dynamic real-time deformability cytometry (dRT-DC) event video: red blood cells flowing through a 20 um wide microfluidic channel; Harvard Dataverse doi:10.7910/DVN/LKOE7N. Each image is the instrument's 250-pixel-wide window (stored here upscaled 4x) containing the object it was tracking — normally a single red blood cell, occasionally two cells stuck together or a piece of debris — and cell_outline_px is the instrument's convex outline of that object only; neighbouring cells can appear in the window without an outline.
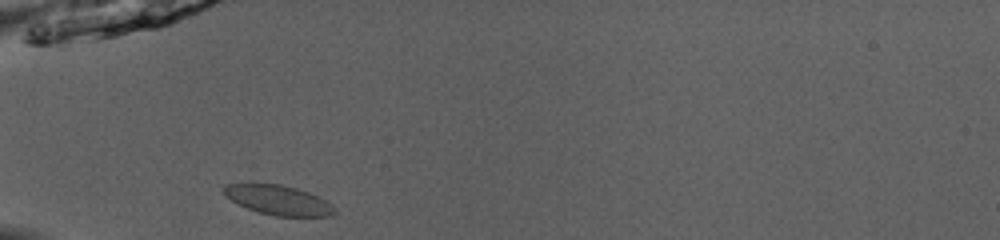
{"species": "common noctule bat (a hibernating species)", "species_latin": "Nyctalus noctula", "temperature_condition": "room temperature", "stored_images_in_passage": 34, "camera_frame_rate_fps": 3000, "um_per_image_px": 0.085, "animal": {"sex": "male", "body_mass_g": 13.0, "forearm_length_mm": 53.1}, "frame": {"image": 1, "passage_image": 1, "time_ms": 0.0, "image_size_px": [1000, 240], "cell_outline_px": [[336, 212], [332, 216], [276, 216], [260, 212], [248, 208], [224, 196], [224, 184], [280, 184], [296, 188], [308, 192], [332, 204]], "centroid_in_image_um": [23.67, 17.01], "position_along_channel_um": 61.3, "area_um2": 18.79}}
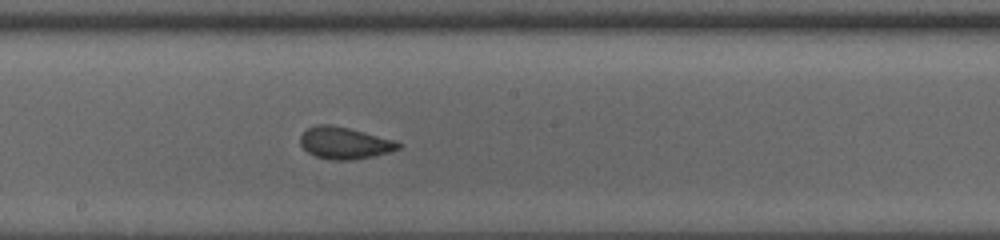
{"frame": {"image": 2, "passage_image": 13, "time_ms": 4.0, "image_size_px": [1000, 240], "cell_outline_px": [[404, 144], [400, 148], [388, 152], [372, 156], [352, 160], [332, 160], [316, 156], [308, 152], [300, 144], [300, 136], [308, 128], [316, 124], [328, 124], [348, 128], [396, 140]], "centroid_in_image_um": [29.3, 12.15], "position_along_channel_um": 218.9, "area_um2": 18.15}}
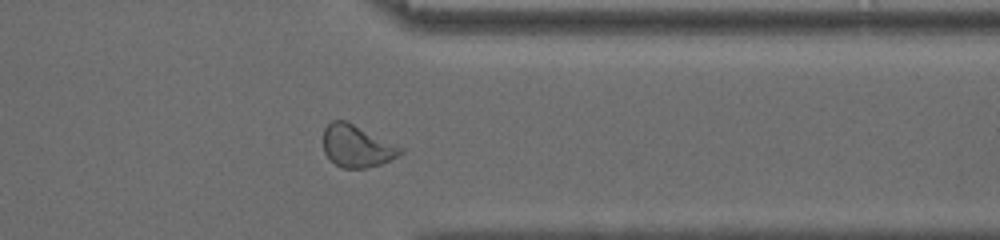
{"frame": {"image": 3, "passage_image": 25, "time_ms": 8.0, "image_size_px": [1000, 240], "cell_outline_px": [[404, 152], [380, 164], [368, 168], [344, 168], [336, 164], [324, 152], [324, 128], [332, 120], [344, 120], [404, 148]], "centroid_in_image_um": [30.33, 12.42], "position_along_channel_um": 381.1, "area_um2": 18.55}, "authors_computed_cell_mechanics": {"area_um2": 18.5249, "velocity_mm_per_s": 4.0832, "shape_relaxation_time_tau1_ms": 9.1411, "shape_relaxation_time_tau2_ms": null, "deformation_change_tau1": 0.1802, "deformation_change_tau2": null}}